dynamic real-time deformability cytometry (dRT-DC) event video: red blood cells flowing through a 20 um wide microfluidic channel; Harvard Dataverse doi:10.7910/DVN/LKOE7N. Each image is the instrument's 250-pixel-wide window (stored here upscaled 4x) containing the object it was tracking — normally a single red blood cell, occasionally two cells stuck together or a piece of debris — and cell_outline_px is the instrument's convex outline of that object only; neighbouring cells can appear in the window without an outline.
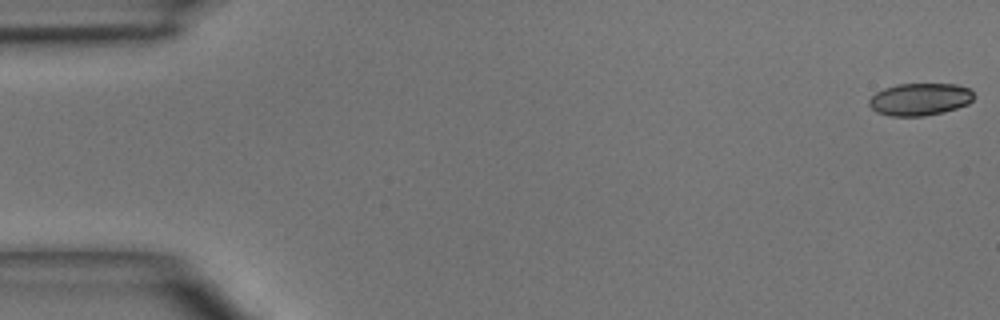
{"species": "common noctule bat (a hibernating species)", "species_latin": "Nyctalus noctula", "temperature_condition": "room temperature", "stored_images_in_passage": 4, "camera_frame_rate_fps": 3000, "um_per_image_px": 0.085, "animal": {"sex": "male", "body_mass_g": 15.6}, "frame": {"image": 1, "passage_image": 1, "time_ms": 0.0, "image_size_px": [1000, 320], "cell_outline_px": [[972, 100], [968, 104], [944, 112], [924, 116], [892, 116], [876, 112], [868, 104], [868, 100], [876, 92], [884, 88], [896, 84], [956, 84], [968, 88], [972, 92]], "centroid_in_image_um": [78.16, 8.44], "position_along_channel_um": 6.8, "area_um2": 19.71}}
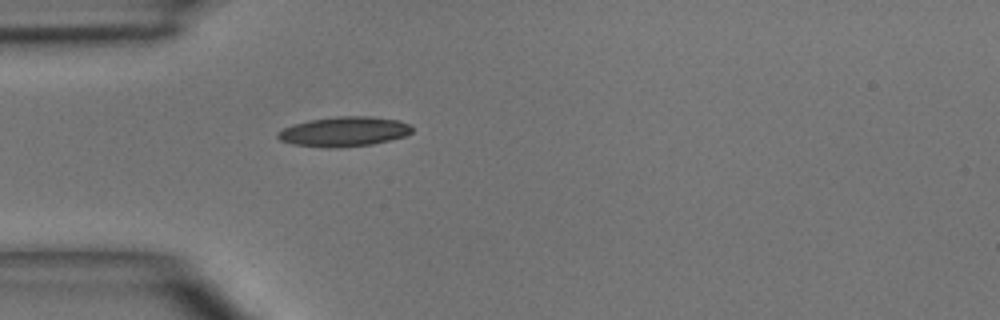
{"frame": {"image": 2, "passage_image": 4, "time_ms": 4.333, "image_size_px": [1000, 320], "cell_outline_px": [[412, 132], [404, 136], [372, 144], [336, 148], [328, 148], [292, 144], [280, 140], [276, 136], [276, 132], [292, 124], [308, 120], [336, 116], [372, 116], [400, 120], [408, 124], [412, 128]], "centroid_in_image_um": [29.21, 11.18], "position_along_channel_um": 55.8, "area_um2": 23.41}}